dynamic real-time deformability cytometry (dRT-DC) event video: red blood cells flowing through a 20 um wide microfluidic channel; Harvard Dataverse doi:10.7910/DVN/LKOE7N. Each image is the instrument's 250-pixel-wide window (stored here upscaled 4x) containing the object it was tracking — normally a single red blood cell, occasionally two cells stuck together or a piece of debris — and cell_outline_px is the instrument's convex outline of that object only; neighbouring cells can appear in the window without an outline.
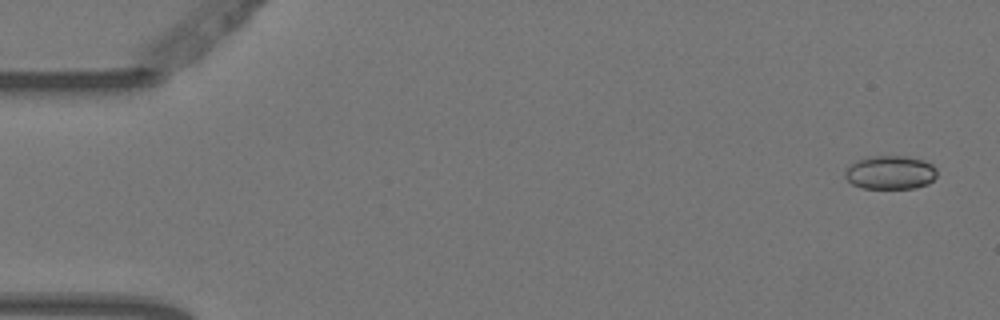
{"species": "Egyptian fruit bat (a non-hibernating species)", "species_latin": "Rousettus aegyptiacus", "temperature_condition": "warm", "stored_images_in_passage": 4, "camera_frame_rate_fps": 3000, "um_per_image_px": 0.085, "animal": {"sex": "female"}, "frame": {"image": 1, "passage_image": 1, "time_ms": 0.0, "image_size_px": [1000, 320], "cell_outline_px": [[936, 176], [928, 184], [916, 188], [864, 188], [852, 184], [844, 176], [844, 172], [856, 160], [872, 156], [904, 156], [924, 160], [932, 164], [936, 168]], "centroid_in_image_um": [75.69, 14.66], "position_along_channel_um": 9.3, "area_um2": 17.98}}
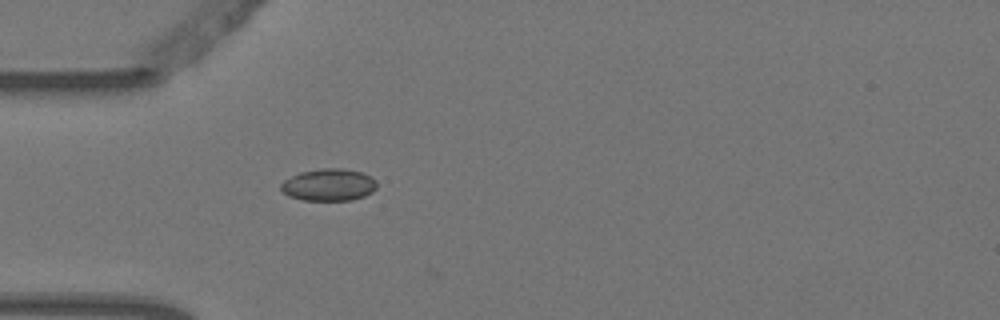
{"frame": {"image": 2, "passage_image": 4, "time_ms": 1.0, "image_size_px": [1000, 320], "cell_outline_px": [[376, 188], [372, 192], [364, 196], [352, 200], [300, 200], [288, 196], [280, 188], [280, 184], [284, 180], [300, 172], [320, 168], [344, 168], [360, 172], [376, 180]], "centroid_in_image_um": [27.92, 15.71], "position_along_channel_um": 57.1, "area_um2": 17.98}}